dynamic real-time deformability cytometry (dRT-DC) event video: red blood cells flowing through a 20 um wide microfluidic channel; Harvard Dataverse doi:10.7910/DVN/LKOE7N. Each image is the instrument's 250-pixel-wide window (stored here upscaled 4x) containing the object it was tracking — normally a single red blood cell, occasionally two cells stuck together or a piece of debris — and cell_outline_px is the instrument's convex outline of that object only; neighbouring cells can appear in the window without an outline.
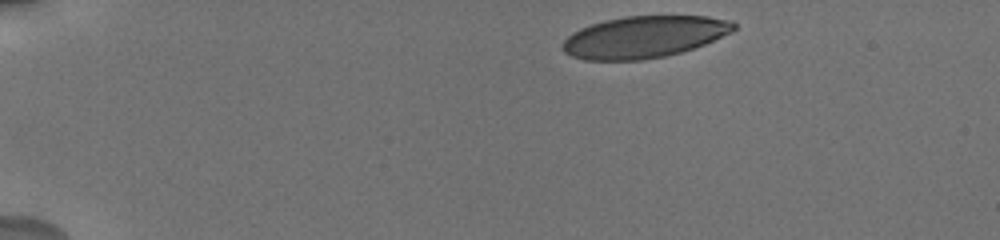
{"species": "human", "species_latin": "Homo sapiens", "temperature_condition": "cold", "stored_images_in_passage": 7, "camera_frame_rate_fps": 3000, "um_per_image_px": 0.085, "donor": {"sex": "male"}, "frame": {"image": 1, "passage_image": 1, "time_ms": 0.0, "image_size_px": [1000, 240], "cell_outline_px": [[736, 28], [732, 32], [704, 44], [680, 52], [664, 56], [640, 60], [584, 60], [572, 56], [564, 52], [564, 40], [572, 32], [580, 28], [604, 20], [624, 16], [708, 16], [732, 20], [736, 24]], "centroid_in_image_um": [54.76, 3.13], "position_along_channel_um": 30.2, "area_um2": 41.56}}
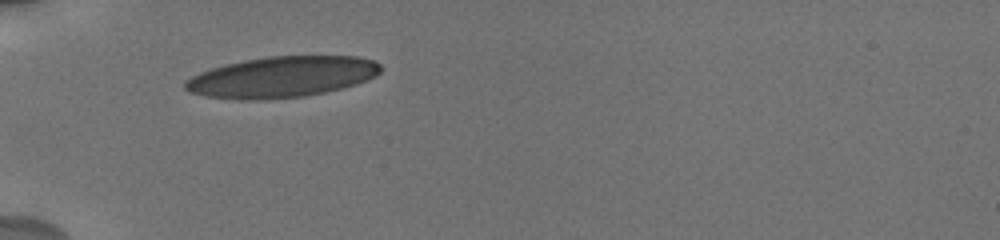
{"frame": {"image": 2, "passage_image": 6, "time_ms": 3.0, "image_size_px": [1000, 240], "cell_outline_px": [[384, 68], [376, 76], [356, 84], [324, 92], [304, 96], [264, 100], [240, 100], [204, 96], [192, 92], [184, 88], [184, 80], [200, 72], [224, 64], [244, 60], [268, 56], [360, 56], [376, 60]], "centroid_in_image_um": [23.97, 6.53], "position_along_channel_um": 61.0, "area_um2": 46.93}}